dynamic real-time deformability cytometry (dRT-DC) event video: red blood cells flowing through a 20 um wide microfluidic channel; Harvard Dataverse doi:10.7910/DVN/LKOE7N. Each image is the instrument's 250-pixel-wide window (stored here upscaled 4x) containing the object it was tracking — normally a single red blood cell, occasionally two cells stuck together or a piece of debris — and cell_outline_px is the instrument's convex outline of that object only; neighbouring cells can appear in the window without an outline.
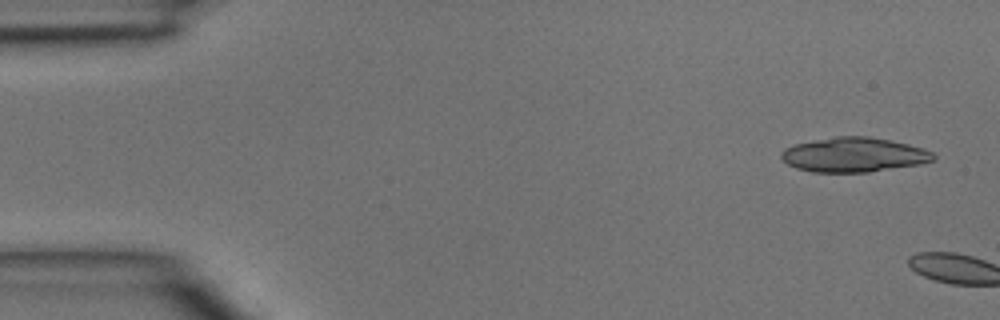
{"species": "common noctule bat (a hibernating species)", "species_latin": "Nyctalus noctula", "temperature_condition": "room temperature", "stored_images_in_passage": 5, "camera_frame_rate_fps": 3000, "um_per_image_px": 0.085, "animal": {"sex": "male", "body_mass_g": 15.6}, "frame": {"image": 1, "passage_image": 1, "time_ms": 0.0, "image_size_px": [1000, 320], "cell_outline_px": [[936, 160], [920, 164], [868, 172], [812, 172], [796, 168], [788, 164], [780, 156], [780, 152], [784, 148], [796, 144], [836, 136], [868, 136], [908, 144], [924, 148], [932, 152], [936, 156]], "centroid_in_image_um": [72.59, 13.16], "position_along_channel_um": 12.4, "area_um2": 30.58}}